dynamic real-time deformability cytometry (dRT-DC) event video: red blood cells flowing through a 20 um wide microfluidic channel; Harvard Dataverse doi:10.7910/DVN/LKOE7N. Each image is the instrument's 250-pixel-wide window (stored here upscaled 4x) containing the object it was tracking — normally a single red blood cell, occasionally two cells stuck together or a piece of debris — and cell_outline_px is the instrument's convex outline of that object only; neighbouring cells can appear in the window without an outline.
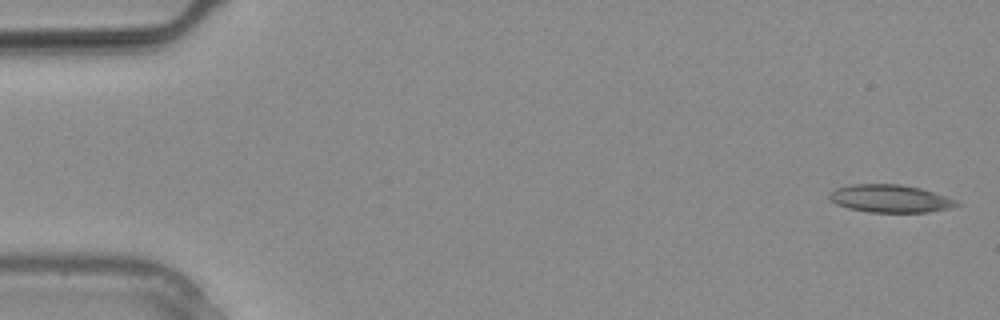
{"species": "common noctule bat (a hibernating species)", "species_latin": "Nyctalus noctula", "temperature_condition": "warm", "stored_images_in_passage": 13, "camera_frame_rate_fps": 3000, "um_per_image_px": 0.085, "animal": {"sex": "male", "body_mass_g": 20.4}, "frame": {"image": 1, "passage_image": 1, "time_ms": 0.0, "image_size_px": [1000, 320], "cell_outline_px": [[960, 204], [948, 208], [928, 212], [868, 212], [848, 208], [836, 204], [828, 196], [828, 192], [836, 188], [852, 184], [900, 184], [920, 188], [956, 200]], "centroid_in_image_um": [75.61, 16.87], "position_along_channel_um": 9.4, "area_um2": 20.4}}